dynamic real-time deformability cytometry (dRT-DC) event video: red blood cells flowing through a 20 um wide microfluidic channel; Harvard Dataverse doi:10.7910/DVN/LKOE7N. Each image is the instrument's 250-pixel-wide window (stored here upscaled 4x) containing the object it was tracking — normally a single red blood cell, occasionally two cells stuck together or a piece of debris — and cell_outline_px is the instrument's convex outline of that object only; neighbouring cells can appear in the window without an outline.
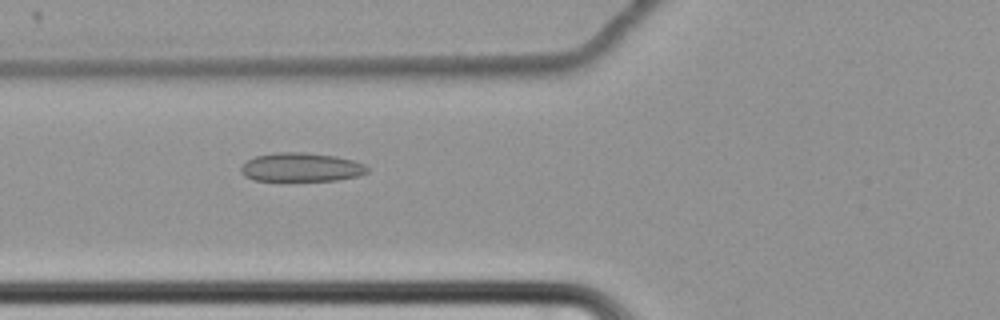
{"species": "common noctule bat (a hibernating species)", "species_latin": "Nyctalus noctula", "temperature_condition": "cold", "stored_images_in_passage": 62, "camera_frame_rate_fps": 3000, "um_per_image_px": 0.085, "animal": {"sex": "female", "body_mass_g": 22.7, "forearm_length_mm": 54.2}, "frame": {"image": 1, "passage_image": 26, "time_ms": 8.333, "image_size_px": [1000, 320], "cell_outline_px": [[368, 172], [360, 176], [336, 180], [280, 184], [252, 180], [244, 176], [240, 172], [240, 168], [248, 160], [256, 156], [276, 152], [304, 152], [336, 156], [352, 160], [364, 164], [368, 168]], "centroid_in_image_um": [25.55, 14.28], "position_along_channel_um": 100.3, "area_um2": 22.37}}
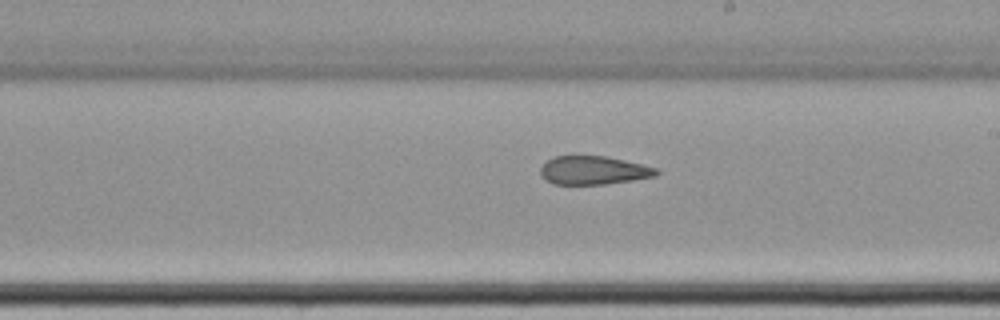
{"frame": {"image": 2, "passage_image": 38, "time_ms": 12.333, "image_size_px": [1000, 320], "cell_outline_px": [[660, 172], [656, 176], [632, 180], [604, 184], [552, 184], [544, 180], [540, 176], [540, 168], [548, 160], [556, 156], [608, 156], [660, 168]], "centroid_in_image_um": [50.47, 14.48], "position_along_channel_um": 238.5, "area_um2": 19.42}}
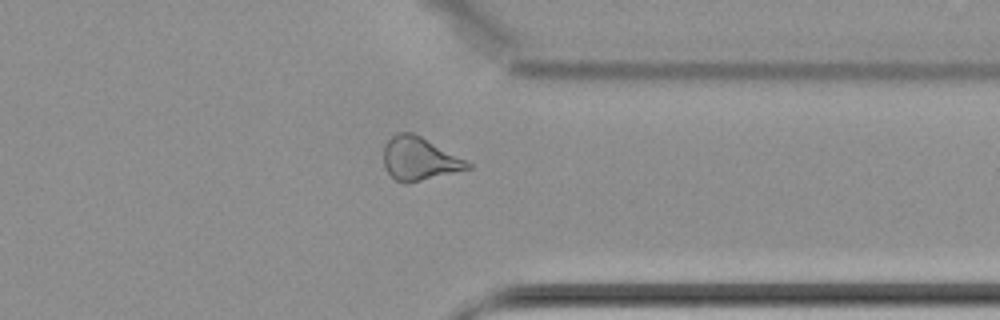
{"frame": {"image": 3, "passage_image": 50, "time_ms": 16.333, "image_size_px": [1000, 320], "cell_outline_px": [[472, 168], [404, 184], [396, 180], [388, 172], [384, 164], [384, 144], [396, 132], [412, 132], [420, 136], [472, 164]], "centroid_in_image_um": [35.6, 13.49], "position_along_channel_um": 375.8, "area_um2": 20.69}, "authors_computed_cell_mechanics": {"area_um2": 23.0911, "velocity_mm_per_s": 3.458, "shape_relaxation_time_tau1_ms": null, "shape_relaxation_time_tau2_ms": 3.6154, "deformation_change_tau1": null, "deformation_change_tau2": 0.1321}}